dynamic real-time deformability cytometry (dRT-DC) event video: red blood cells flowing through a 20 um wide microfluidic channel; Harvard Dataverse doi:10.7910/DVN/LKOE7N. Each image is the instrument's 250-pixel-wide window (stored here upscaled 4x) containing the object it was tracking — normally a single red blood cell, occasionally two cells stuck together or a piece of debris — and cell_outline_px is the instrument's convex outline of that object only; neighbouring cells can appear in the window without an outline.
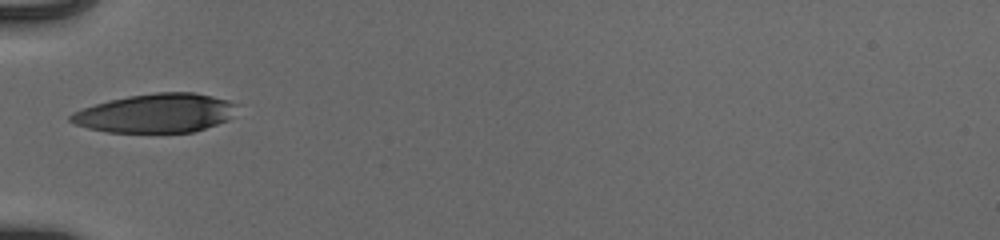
{"species": "human", "species_latin": "Homo sapiens", "temperature_condition": "cold", "stored_images_in_passage": 35, "camera_frame_rate_fps": 3000, "um_per_image_px": 0.085, "donor": {"sex": "male"}, "frame": {"image": 1, "passage_image": 1, "time_ms": 0.0, "image_size_px": [1000, 240], "cell_outline_px": [[240, 104], [228, 120], [192, 132], [108, 132], [88, 128], [76, 124], [68, 120], [68, 116], [72, 112], [108, 100], [128, 96], [156, 92], [196, 92], [228, 100]], "centroid_in_image_um": [13.25, 9.61], "position_along_channel_um": 71.7, "area_um2": 37.69}}
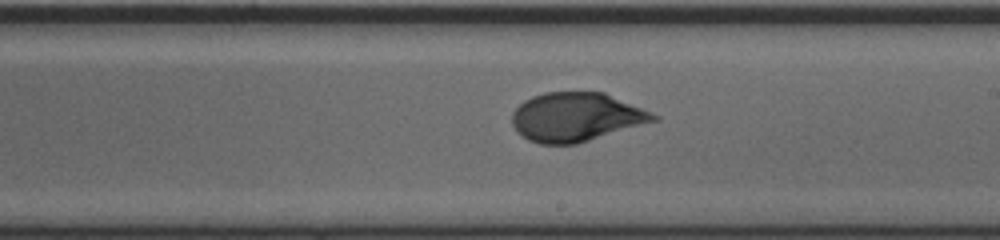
{"frame": {"image": 2, "passage_image": 14, "time_ms": 4.333, "image_size_px": [1000, 240], "cell_outline_px": [[660, 120], [576, 144], [540, 144], [528, 140], [512, 124], [512, 112], [524, 100], [532, 96], [544, 92], [604, 92], [652, 112], [660, 116]], "centroid_in_image_um": [49.0, 9.94], "position_along_channel_um": 240.0, "area_um2": 40.29}}
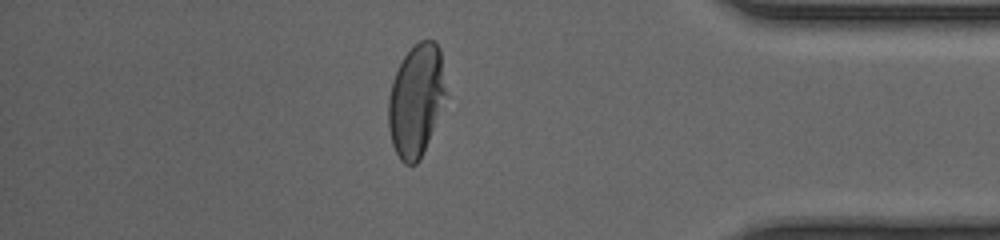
{"frame": {"image": 3, "passage_image": 28, "time_ms": 9.0, "image_size_px": [1000, 240], "cell_outline_px": [[448, 96], [420, 160], [416, 164], [404, 164], [400, 160], [392, 144], [388, 128], [388, 96], [392, 80], [404, 56], [420, 40], [432, 40], [440, 48]], "centroid_in_image_um": [35.39, 8.54], "position_along_channel_um": 399.8, "area_um2": 38.03}, "authors_computed_cell_mechanics": {"area_um2": 39.6508, "velocity_mm_per_s": 3.9344, "shape_relaxation_time_tau1_ms": 4.9057, "shape_relaxation_time_tau2_ms": null, "deformation_change_tau1": 0.2035, "deformation_change_tau2": null}}